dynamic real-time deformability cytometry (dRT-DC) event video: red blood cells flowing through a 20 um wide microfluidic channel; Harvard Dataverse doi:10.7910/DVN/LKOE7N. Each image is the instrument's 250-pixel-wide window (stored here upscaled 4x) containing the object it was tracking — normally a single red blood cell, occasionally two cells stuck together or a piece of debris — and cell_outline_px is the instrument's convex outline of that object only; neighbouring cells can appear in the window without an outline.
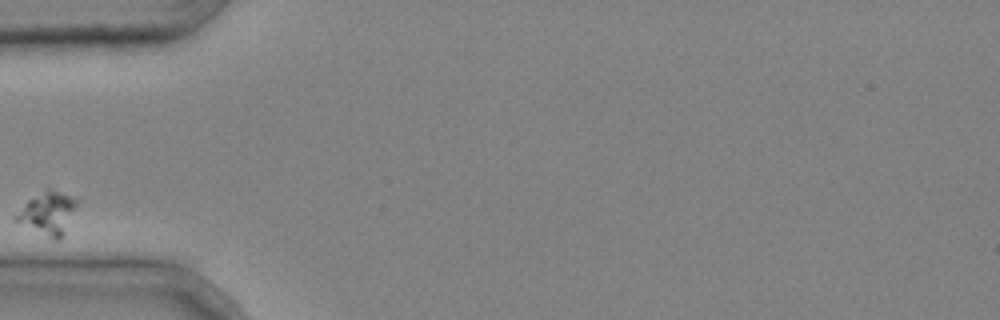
{"species": "common noctule bat (a hibernating species)", "species_latin": "Nyctalus noctula", "temperature_condition": "cold", "stored_images_in_passage": 2, "camera_frame_rate_fps": 3000, "um_per_image_px": 0.085, "animal": {"sex": "male", "body_mass_g": 20.4}, "frame": {"image": 1, "passage_image": 1, "time_ms": 0.0, "image_size_px": [1000, 320], "cell_outline_px": [[80, 200], [64, 236], [56, 240], [52, 240], [12, 220], [12, 216], [28, 200], [48, 188]], "centroid_in_image_um": [4.05, 18.16], "position_along_channel_um": 80.9, "area_um2": 15.43}}